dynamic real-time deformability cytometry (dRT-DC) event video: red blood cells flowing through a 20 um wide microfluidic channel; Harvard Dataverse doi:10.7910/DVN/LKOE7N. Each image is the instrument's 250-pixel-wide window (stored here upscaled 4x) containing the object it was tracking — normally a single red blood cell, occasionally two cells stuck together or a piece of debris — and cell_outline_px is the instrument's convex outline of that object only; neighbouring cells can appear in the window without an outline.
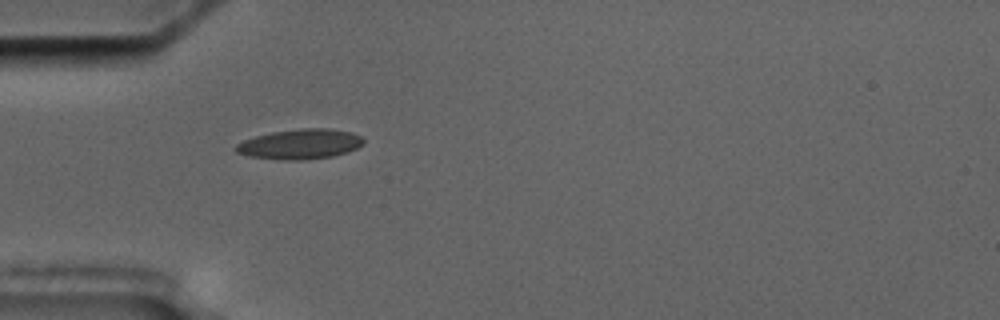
{"species": "common noctule bat (a hibernating species)", "species_latin": "Nyctalus noctula", "temperature_condition": "cold", "stored_images_in_passage": 6, "camera_frame_rate_fps": 3000, "um_per_image_px": 0.085, "animal": {"sex": "male", "body_mass_g": 17.5, "forearm_length_mm": 52.3}, "frame": {"image": 1, "passage_image": 6, "time_ms": 10.0, "image_size_px": [1000, 320], "cell_outline_px": [[364, 144], [348, 152], [332, 156], [300, 160], [284, 160], [248, 156], [236, 152], [232, 148], [236, 144], [244, 140], [256, 136], [272, 132], [300, 128], [328, 128], [352, 132], [364, 136]], "centroid_in_image_um": [25.52, 12.24], "position_along_channel_um": 59.5, "area_um2": 22.48}}